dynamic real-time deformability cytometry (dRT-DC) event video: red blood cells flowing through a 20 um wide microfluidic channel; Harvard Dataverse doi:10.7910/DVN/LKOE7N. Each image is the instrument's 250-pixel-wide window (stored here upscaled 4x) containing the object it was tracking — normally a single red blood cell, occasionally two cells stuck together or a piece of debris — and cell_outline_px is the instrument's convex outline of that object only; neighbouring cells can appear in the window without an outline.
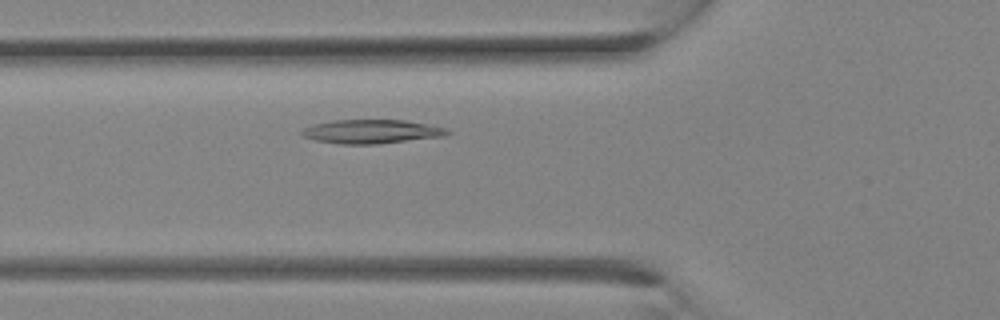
{"species": "Egyptian fruit bat (a non-hibernating species)", "species_latin": "Rousettus aegyptiacus", "temperature_condition": "room temperature", "stored_images_in_passage": 8, "camera_frame_rate_fps": 3000, "um_per_image_px": 0.085, "animal": {"sex": "female"}, "frame": {"image": 1, "passage_image": 6, "time_ms": 1.667, "image_size_px": [1000, 320], "cell_outline_px": [[452, 132], [444, 136], [376, 144], [340, 144], [316, 140], [304, 136], [300, 132], [304, 128], [312, 124], [332, 120], [404, 120], [448, 128]], "centroid_in_image_um": [31.58, 11.18], "position_along_channel_um": 94.2, "area_um2": 20.17}}
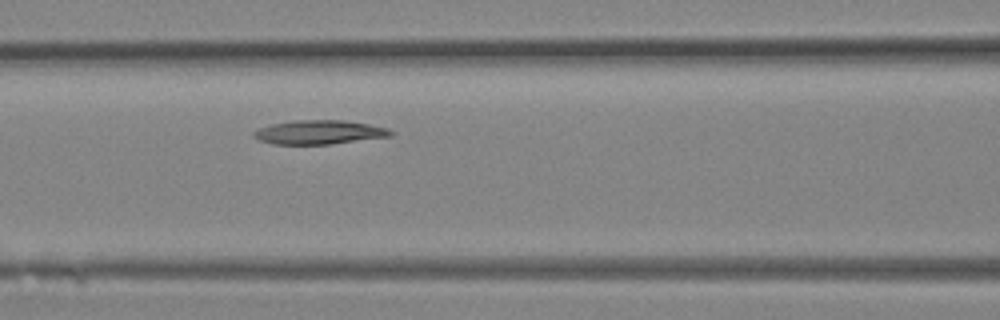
{"frame": {"image": 2, "passage_image": 8, "time_ms": 2.333, "image_size_px": [1000, 320], "cell_outline_px": [[392, 136], [328, 144], [272, 144], [260, 140], [252, 136], [252, 132], [260, 128], [272, 124], [296, 120], [344, 120], [368, 124], [388, 128], [392, 132]], "centroid_in_image_um": [27.11, 11.24], "position_along_channel_um": 139.5, "area_um2": 18.96}}